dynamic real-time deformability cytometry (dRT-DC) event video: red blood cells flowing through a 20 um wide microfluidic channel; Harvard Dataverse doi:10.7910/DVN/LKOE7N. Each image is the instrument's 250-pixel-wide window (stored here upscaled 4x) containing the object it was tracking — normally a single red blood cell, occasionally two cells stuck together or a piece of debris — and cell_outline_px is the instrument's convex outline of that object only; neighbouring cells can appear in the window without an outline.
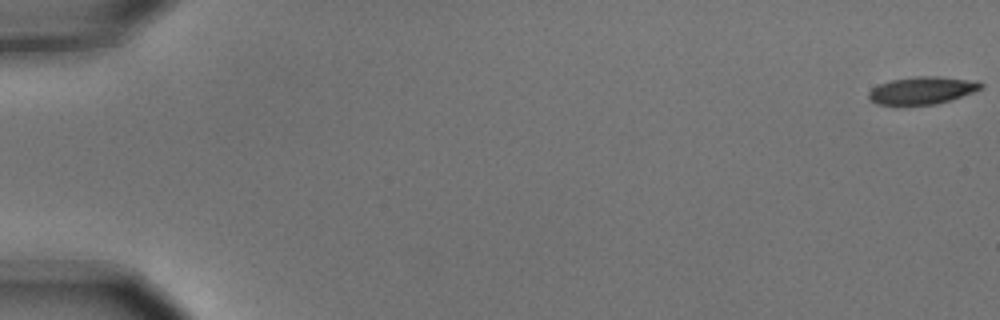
{"species": "common noctule bat (a hibernating species)", "species_latin": "Nyctalus noctula", "temperature_condition": "cold", "stored_images_in_passage": 8, "camera_frame_rate_fps": 3000, "um_per_image_px": 0.085, "animal": {"sex": "male", "body_mass_g": 15.6}, "frame": {"image": 1, "passage_image": 1, "time_ms": 0.0, "image_size_px": [1000, 320], "cell_outline_px": [[984, 84], [980, 88], [972, 92], [936, 104], [876, 104], [868, 96], [868, 92], [872, 88], [880, 84], [892, 80], [916, 76], [940, 76], [976, 80]], "centroid_in_image_um": [78.39, 7.66], "position_along_channel_um": 6.6, "area_um2": 17.63}}
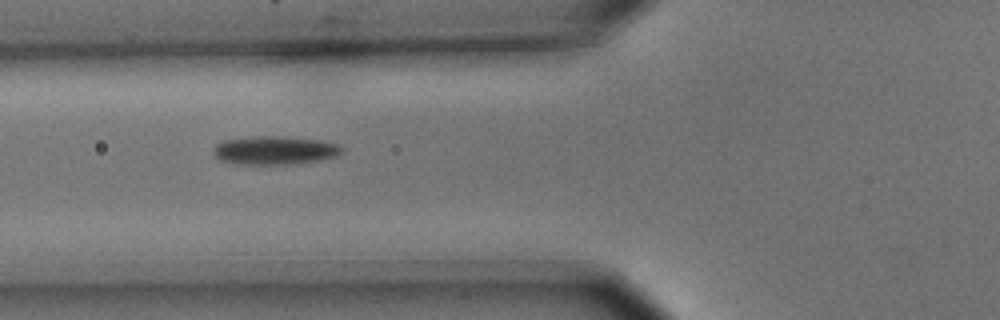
{"frame": {"image": 2, "passage_image": 7, "time_ms": 2.0, "image_size_px": [1000, 320], "cell_outline_px": [[344, 152], [336, 156], [320, 160], [292, 164], [232, 164], [220, 160], [212, 152], [212, 148], [216, 144], [224, 140], [252, 136], [272, 136], [324, 140], [340, 144], [344, 148]], "centroid_in_image_um": [23.36, 12.78], "position_along_channel_um": 102.4, "area_um2": 21.62}}
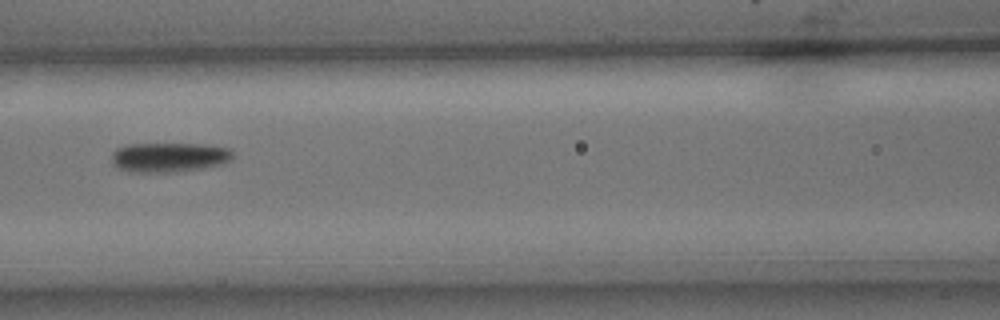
{"frame": {"image": 3, "passage_image": 8, "time_ms": 2.333, "image_size_px": [1000, 320], "cell_outline_px": [[232, 160], [220, 164], [204, 168], [176, 172], [128, 172], [116, 168], [112, 164], [112, 152], [116, 148], [128, 144], [204, 144], [228, 148], [232, 152]], "centroid_in_image_um": [14.33, 13.37], "position_along_channel_um": 152.3, "area_um2": 21.1}}